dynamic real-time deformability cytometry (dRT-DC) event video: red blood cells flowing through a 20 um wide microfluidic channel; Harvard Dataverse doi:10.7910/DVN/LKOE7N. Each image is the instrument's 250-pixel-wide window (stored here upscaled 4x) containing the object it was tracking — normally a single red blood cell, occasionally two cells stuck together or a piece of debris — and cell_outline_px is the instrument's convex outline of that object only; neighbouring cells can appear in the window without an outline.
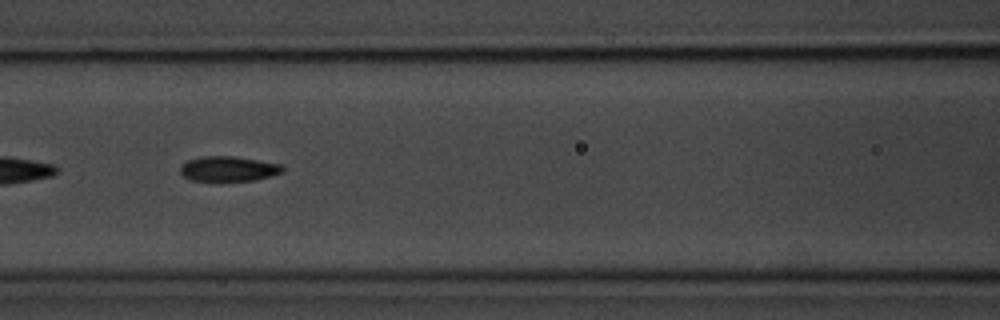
{"species": "common noctule bat (a hibernating species)", "species_latin": "Nyctalus noctula", "temperature_condition": "room temperature", "stored_images_in_passage": 56, "segment_of_instrument_passage": [2, 2], "camera_frame_rate_fps": 3000, "um_per_image_px": 0.085, "animal": {"sex": "male", "body_mass_g": 20.1, "forearm_length_mm": 53.5}, "frame": {"image": 1, "passage_image": 24, "time_ms": 7.667, "image_size_px": [1000, 320], "cell_outline_px": [[284, 172], [272, 176], [256, 180], [192, 180], [184, 176], [180, 172], [180, 164], [188, 160], [200, 156], [232, 156], [280, 164], [284, 168]], "centroid_in_image_um": [19.41, 14.34], "position_along_channel_um": 147.2, "area_um2": 14.8}}
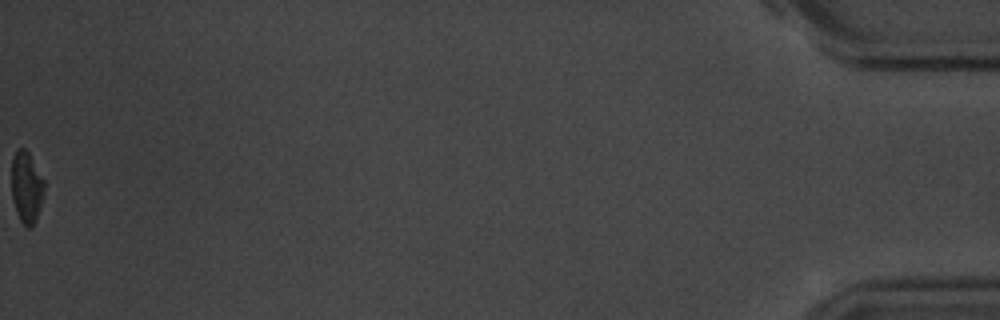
{"frame": {"image": 2, "passage_image": 56, "time_ms": 18.333, "image_size_px": [1000, 320], "cell_outline_px": [[44, 192], [36, 220], [32, 228], [28, 228], [20, 220], [16, 212], [12, 200], [12, 156], [16, 148], [24, 148], [28, 152], [44, 180]], "centroid_in_image_um": [2.24, 15.91], "position_along_channel_um": 433.0, "area_um2": 13.64}}